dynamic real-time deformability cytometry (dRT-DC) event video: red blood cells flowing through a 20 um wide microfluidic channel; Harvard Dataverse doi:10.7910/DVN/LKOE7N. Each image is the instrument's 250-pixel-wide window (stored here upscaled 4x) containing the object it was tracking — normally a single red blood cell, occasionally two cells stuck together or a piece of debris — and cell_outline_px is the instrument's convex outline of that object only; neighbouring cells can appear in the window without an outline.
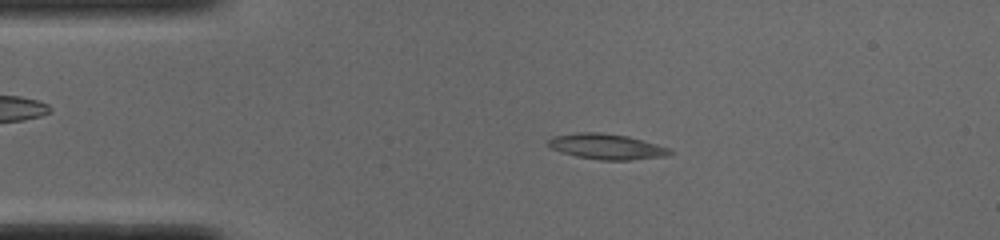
{"species": "common noctule bat (a hibernating species)", "species_latin": "Nyctalus noctula", "temperature_condition": "cold", "stored_images_in_passage": 44, "camera_frame_rate_fps": 3000, "um_per_image_px": 0.085, "animal": {"sex": "male", "body_mass_g": 19.0, "forearm_length_mm": 50.8}, "frame": {"image": 1, "passage_image": 3, "time_ms": 0.667, "image_size_px": [1000, 240], "cell_outline_px": [[672, 152], [668, 156], [632, 160], [600, 160], [576, 156], [552, 148], [548, 144], [548, 140], [552, 136], [576, 132], [600, 132], [628, 136], [656, 144], [668, 148]], "centroid_in_image_um": [51.56, 12.45], "position_along_channel_um": 33.4, "area_um2": 17.98}}
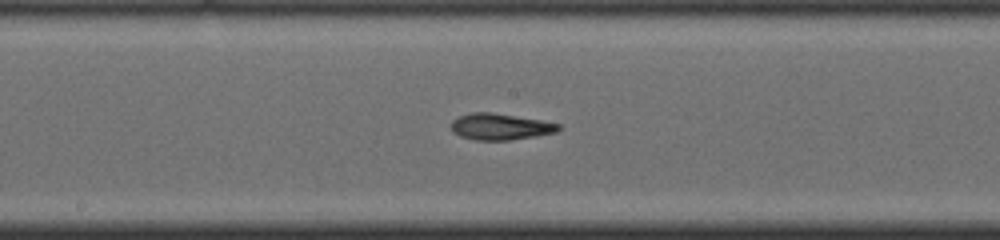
{"frame": {"image": 2, "passage_image": 19, "time_ms": 6.0, "image_size_px": [1000, 240], "cell_outline_px": [[560, 128], [556, 132], [536, 136], [508, 140], [476, 140], [460, 136], [452, 132], [452, 120], [460, 116], [472, 112], [492, 112], [540, 120], [560, 124]], "centroid_in_image_um": [42.51, 10.77], "position_along_channel_um": 205.7, "area_um2": 16.36}}
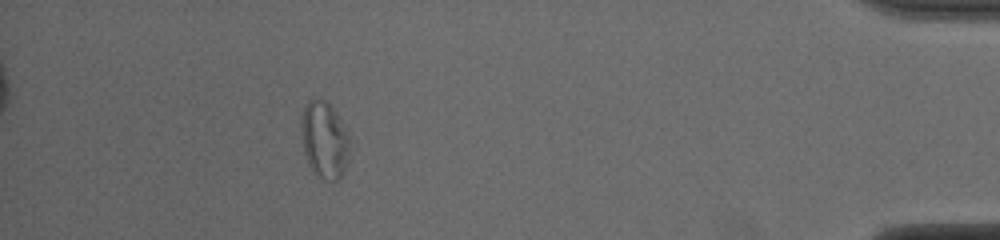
{"frame": {"image": 3, "passage_image": 39, "time_ms": 12.667, "image_size_px": [1000, 240], "cell_outline_px": [[356, 140], [344, 172], [336, 180], [324, 180], [316, 176], [312, 172], [308, 164], [304, 152], [300, 124], [300, 120], [304, 104], [308, 100], [316, 96], [324, 100], [332, 108]], "centroid_in_image_um": [27.64, 11.88], "position_along_channel_um": 407.6, "area_um2": 23.0}, "authors_computed_cell_mechanics": {"area_um2": 17.051, "velocity_mm_per_s": 3.8685, "shape_relaxation_time_tau1_ms": 4.1017, "shape_relaxation_time_tau2_ms": 3.6263, "deformation_change_tau1": 0.139, "deformation_change_tau2": 0.1411}}